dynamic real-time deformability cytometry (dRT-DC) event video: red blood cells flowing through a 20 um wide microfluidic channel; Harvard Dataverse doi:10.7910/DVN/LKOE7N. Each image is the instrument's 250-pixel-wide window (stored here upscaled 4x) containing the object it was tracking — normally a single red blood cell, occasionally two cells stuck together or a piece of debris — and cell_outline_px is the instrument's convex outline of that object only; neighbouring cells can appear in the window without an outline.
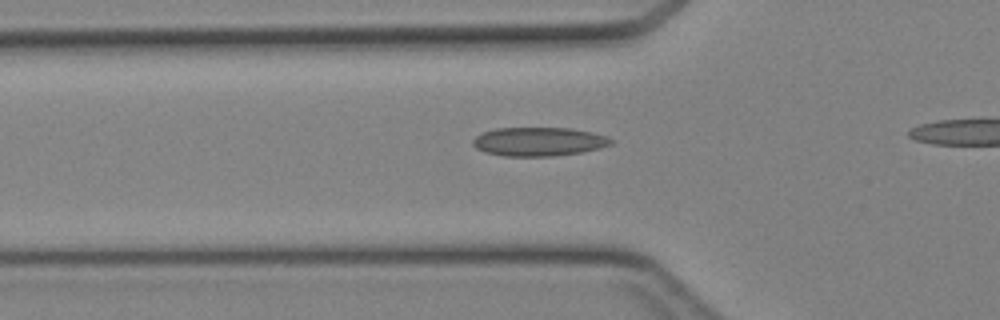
{"species": "Egyptian fruit bat (a non-hibernating species)", "species_latin": "Rousettus aegyptiacus", "temperature_condition": "cold", "stored_images_in_passage": 32, "camera_frame_rate_fps": 3000, "um_per_image_px": 0.085, "animal": {"sex": "female"}, "frame": {"image": 1, "passage_image": 11, "time_ms": 3.333, "image_size_px": [1000, 320], "cell_outline_px": [[616, 140], [612, 144], [600, 148], [580, 152], [552, 156], [504, 156], [484, 152], [476, 148], [472, 144], [472, 140], [476, 136], [484, 132], [496, 128], [572, 128], [592, 132], [608, 136]], "centroid_in_image_um": [45.82, 12.03], "position_along_channel_um": 80.0, "area_um2": 23.29}}
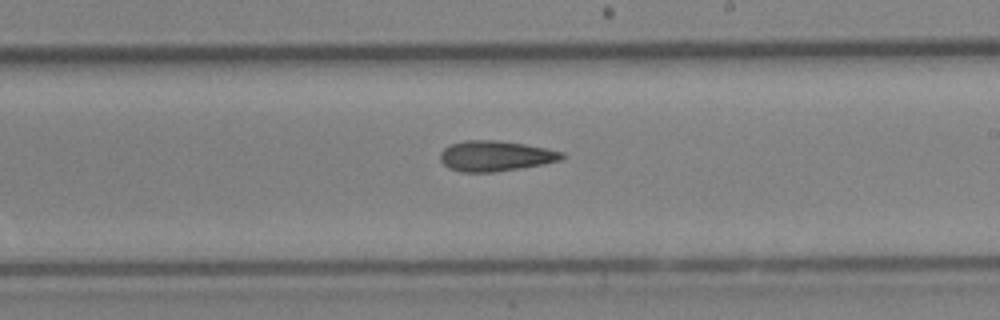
{"frame": {"image": 2, "passage_image": 22, "time_ms": 7.0, "image_size_px": [1000, 320], "cell_outline_px": [[564, 156], [560, 160], [520, 168], [492, 172], [460, 172], [448, 168], [440, 160], [440, 152], [448, 144], [464, 140], [496, 140], [524, 144], [564, 152]], "centroid_in_image_um": [42.04, 13.25], "position_along_channel_um": 247.0, "area_um2": 21.5}}
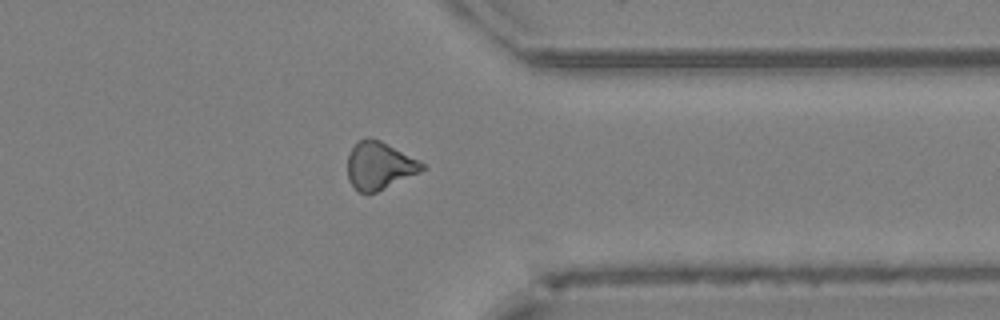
{"frame": {"image": 3, "passage_image": 31, "time_ms": 10.0, "image_size_px": [1000, 320], "cell_outline_px": [[428, 168], [368, 196], [360, 192], [348, 180], [348, 156], [356, 140], [380, 140], [420, 160]], "centroid_in_image_um": [32.26, 14.11], "position_along_channel_um": 379.1, "area_um2": 20.58}}